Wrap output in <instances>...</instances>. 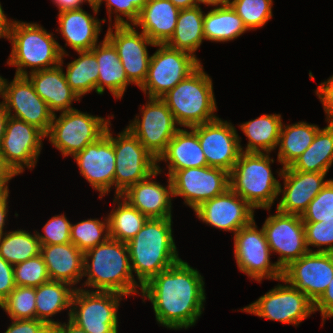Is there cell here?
Returning a JSON list of instances; mask_svg holds the SVG:
<instances>
[{
	"mask_svg": "<svg viewBox=\"0 0 333 333\" xmlns=\"http://www.w3.org/2000/svg\"><path fill=\"white\" fill-rule=\"evenodd\" d=\"M90 51L96 56L99 68L97 94L103 95L105 89H108L115 99H121L132 83L125 74L117 49L104 37Z\"/></svg>",
	"mask_w": 333,
	"mask_h": 333,
	"instance_id": "30",
	"label": "cell"
},
{
	"mask_svg": "<svg viewBox=\"0 0 333 333\" xmlns=\"http://www.w3.org/2000/svg\"><path fill=\"white\" fill-rule=\"evenodd\" d=\"M52 333H87L84 329L77 326L70 319L67 324L61 322L58 326L52 329Z\"/></svg>",
	"mask_w": 333,
	"mask_h": 333,
	"instance_id": "53",
	"label": "cell"
},
{
	"mask_svg": "<svg viewBox=\"0 0 333 333\" xmlns=\"http://www.w3.org/2000/svg\"><path fill=\"white\" fill-rule=\"evenodd\" d=\"M320 128L312 144L290 166L300 172L328 173L333 164V123Z\"/></svg>",
	"mask_w": 333,
	"mask_h": 333,
	"instance_id": "35",
	"label": "cell"
},
{
	"mask_svg": "<svg viewBox=\"0 0 333 333\" xmlns=\"http://www.w3.org/2000/svg\"><path fill=\"white\" fill-rule=\"evenodd\" d=\"M305 242L308 251L315 252L311 247H317L316 252L333 253V218L321 222H303Z\"/></svg>",
	"mask_w": 333,
	"mask_h": 333,
	"instance_id": "45",
	"label": "cell"
},
{
	"mask_svg": "<svg viewBox=\"0 0 333 333\" xmlns=\"http://www.w3.org/2000/svg\"><path fill=\"white\" fill-rule=\"evenodd\" d=\"M247 30L242 19L230 5L211 8L204 13L203 35L211 42H229L243 35Z\"/></svg>",
	"mask_w": 333,
	"mask_h": 333,
	"instance_id": "36",
	"label": "cell"
},
{
	"mask_svg": "<svg viewBox=\"0 0 333 333\" xmlns=\"http://www.w3.org/2000/svg\"><path fill=\"white\" fill-rule=\"evenodd\" d=\"M45 134L37 127L22 120L8 117L0 144V155L5 167L15 177L32 171L40 156Z\"/></svg>",
	"mask_w": 333,
	"mask_h": 333,
	"instance_id": "13",
	"label": "cell"
},
{
	"mask_svg": "<svg viewBox=\"0 0 333 333\" xmlns=\"http://www.w3.org/2000/svg\"><path fill=\"white\" fill-rule=\"evenodd\" d=\"M139 110L141 116L136 115L134 120L129 121L127 128L158 159L180 127L161 98L148 97L146 104Z\"/></svg>",
	"mask_w": 333,
	"mask_h": 333,
	"instance_id": "14",
	"label": "cell"
},
{
	"mask_svg": "<svg viewBox=\"0 0 333 333\" xmlns=\"http://www.w3.org/2000/svg\"><path fill=\"white\" fill-rule=\"evenodd\" d=\"M161 99L172 112L177 124L191 128L218 118L212 78L201 64Z\"/></svg>",
	"mask_w": 333,
	"mask_h": 333,
	"instance_id": "5",
	"label": "cell"
},
{
	"mask_svg": "<svg viewBox=\"0 0 333 333\" xmlns=\"http://www.w3.org/2000/svg\"><path fill=\"white\" fill-rule=\"evenodd\" d=\"M229 5L248 31L262 28L273 16V0H230Z\"/></svg>",
	"mask_w": 333,
	"mask_h": 333,
	"instance_id": "41",
	"label": "cell"
},
{
	"mask_svg": "<svg viewBox=\"0 0 333 333\" xmlns=\"http://www.w3.org/2000/svg\"><path fill=\"white\" fill-rule=\"evenodd\" d=\"M277 173L284 180V187L281 184L279 186L278 195L282 197L280 201L277 200L276 210L299 216H302L309 203L331 180L325 179L327 173L300 172L290 167L281 168Z\"/></svg>",
	"mask_w": 333,
	"mask_h": 333,
	"instance_id": "23",
	"label": "cell"
},
{
	"mask_svg": "<svg viewBox=\"0 0 333 333\" xmlns=\"http://www.w3.org/2000/svg\"><path fill=\"white\" fill-rule=\"evenodd\" d=\"M103 221L97 218L85 219L71 224L70 239L79 250L85 252L90 248L106 242L109 236L108 217Z\"/></svg>",
	"mask_w": 333,
	"mask_h": 333,
	"instance_id": "40",
	"label": "cell"
},
{
	"mask_svg": "<svg viewBox=\"0 0 333 333\" xmlns=\"http://www.w3.org/2000/svg\"><path fill=\"white\" fill-rule=\"evenodd\" d=\"M4 333H52L45 322L38 319H11Z\"/></svg>",
	"mask_w": 333,
	"mask_h": 333,
	"instance_id": "48",
	"label": "cell"
},
{
	"mask_svg": "<svg viewBox=\"0 0 333 333\" xmlns=\"http://www.w3.org/2000/svg\"><path fill=\"white\" fill-rule=\"evenodd\" d=\"M281 114H263L239 125L248 138L243 152L271 153L276 150L282 127Z\"/></svg>",
	"mask_w": 333,
	"mask_h": 333,
	"instance_id": "32",
	"label": "cell"
},
{
	"mask_svg": "<svg viewBox=\"0 0 333 333\" xmlns=\"http://www.w3.org/2000/svg\"><path fill=\"white\" fill-rule=\"evenodd\" d=\"M162 171L157 165V170L148 178L132 185L120 195L147 218H172V181L168 176L167 186H163L154 178Z\"/></svg>",
	"mask_w": 333,
	"mask_h": 333,
	"instance_id": "24",
	"label": "cell"
},
{
	"mask_svg": "<svg viewBox=\"0 0 333 333\" xmlns=\"http://www.w3.org/2000/svg\"><path fill=\"white\" fill-rule=\"evenodd\" d=\"M50 280L70 284L75 289L83 280L84 252L74 244L41 245ZM76 285V286H75Z\"/></svg>",
	"mask_w": 333,
	"mask_h": 333,
	"instance_id": "27",
	"label": "cell"
},
{
	"mask_svg": "<svg viewBox=\"0 0 333 333\" xmlns=\"http://www.w3.org/2000/svg\"><path fill=\"white\" fill-rule=\"evenodd\" d=\"M59 31L65 47L74 51H90L96 44L106 18L98 19L95 15L87 13L83 8L58 13Z\"/></svg>",
	"mask_w": 333,
	"mask_h": 333,
	"instance_id": "26",
	"label": "cell"
},
{
	"mask_svg": "<svg viewBox=\"0 0 333 333\" xmlns=\"http://www.w3.org/2000/svg\"><path fill=\"white\" fill-rule=\"evenodd\" d=\"M172 224V218H148L127 243L132 273L142 287L159 272L181 260Z\"/></svg>",
	"mask_w": 333,
	"mask_h": 333,
	"instance_id": "3",
	"label": "cell"
},
{
	"mask_svg": "<svg viewBox=\"0 0 333 333\" xmlns=\"http://www.w3.org/2000/svg\"><path fill=\"white\" fill-rule=\"evenodd\" d=\"M2 100L9 116L37 127L45 135L48 133L53 113L26 76L15 75L10 82L4 79Z\"/></svg>",
	"mask_w": 333,
	"mask_h": 333,
	"instance_id": "18",
	"label": "cell"
},
{
	"mask_svg": "<svg viewBox=\"0 0 333 333\" xmlns=\"http://www.w3.org/2000/svg\"><path fill=\"white\" fill-rule=\"evenodd\" d=\"M315 94L323 105L326 114V123H333V75L316 88Z\"/></svg>",
	"mask_w": 333,
	"mask_h": 333,
	"instance_id": "49",
	"label": "cell"
},
{
	"mask_svg": "<svg viewBox=\"0 0 333 333\" xmlns=\"http://www.w3.org/2000/svg\"><path fill=\"white\" fill-rule=\"evenodd\" d=\"M53 35L38 23L13 21L7 38L12 50L6 63L16 67V76L57 67L62 55L69 56Z\"/></svg>",
	"mask_w": 333,
	"mask_h": 333,
	"instance_id": "4",
	"label": "cell"
},
{
	"mask_svg": "<svg viewBox=\"0 0 333 333\" xmlns=\"http://www.w3.org/2000/svg\"><path fill=\"white\" fill-rule=\"evenodd\" d=\"M333 278V253L308 251L282 270V279L303 292L313 303Z\"/></svg>",
	"mask_w": 333,
	"mask_h": 333,
	"instance_id": "21",
	"label": "cell"
},
{
	"mask_svg": "<svg viewBox=\"0 0 333 333\" xmlns=\"http://www.w3.org/2000/svg\"><path fill=\"white\" fill-rule=\"evenodd\" d=\"M127 298L115 292L76 288L71 302L70 320L87 333H118V309Z\"/></svg>",
	"mask_w": 333,
	"mask_h": 333,
	"instance_id": "8",
	"label": "cell"
},
{
	"mask_svg": "<svg viewBox=\"0 0 333 333\" xmlns=\"http://www.w3.org/2000/svg\"><path fill=\"white\" fill-rule=\"evenodd\" d=\"M113 203L117 204V207L112 208L107 215L109 236L111 239L128 243L140 231L148 218L121 196H114Z\"/></svg>",
	"mask_w": 333,
	"mask_h": 333,
	"instance_id": "37",
	"label": "cell"
},
{
	"mask_svg": "<svg viewBox=\"0 0 333 333\" xmlns=\"http://www.w3.org/2000/svg\"><path fill=\"white\" fill-rule=\"evenodd\" d=\"M198 6L201 4L206 6H212L213 8L223 7L229 5L230 0H197Z\"/></svg>",
	"mask_w": 333,
	"mask_h": 333,
	"instance_id": "58",
	"label": "cell"
},
{
	"mask_svg": "<svg viewBox=\"0 0 333 333\" xmlns=\"http://www.w3.org/2000/svg\"><path fill=\"white\" fill-rule=\"evenodd\" d=\"M83 277H87L81 284L84 288H79L84 290L91 287L92 291L115 292L126 297L140 296L142 290L131 270L127 243L111 238L84 252Z\"/></svg>",
	"mask_w": 333,
	"mask_h": 333,
	"instance_id": "2",
	"label": "cell"
},
{
	"mask_svg": "<svg viewBox=\"0 0 333 333\" xmlns=\"http://www.w3.org/2000/svg\"><path fill=\"white\" fill-rule=\"evenodd\" d=\"M78 58L69 62L64 72L67 83L80 97L95 91L97 93V81L99 68L96 56L91 51H77Z\"/></svg>",
	"mask_w": 333,
	"mask_h": 333,
	"instance_id": "38",
	"label": "cell"
},
{
	"mask_svg": "<svg viewBox=\"0 0 333 333\" xmlns=\"http://www.w3.org/2000/svg\"><path fill=\"white\" fill-rule=\"evenodd\" d=\"M41 254V243L37 233L23 229L8 231L0 237V256L15 265Z\"/></svg>",
	"mask_w": 333,
	"mask_h": 333,
	"instance_id": "39",
	"label": "cell"
},
{
	"mask_svg": "<svg viewBox=\"0 0 333 333\" xmlns=\"http://www.w3.org/2000/svg\"><path fill=\"white\" fill-rule=\"evenodd\" d=\"M320 127L301 121L295 124H282L277 162L282 168L290 167L296 159L312 144L313 139Z\"/></svg>",
	"mask_w": 333,
	"mask_h": 333,
	"instance_id": "34",
	"label": "cell"
},
{
	"mask_svg": "<svg viewBox=\"0 0 333 333\" xmlns=\"http://www.w3.org/2000/svg\"><path fill=\"white\" fill-rule=\"evenodd\" d=\"M0 175H12L10 171L5 167L0 155Z\"/></svg>",
	"mask_w": 333,
	"mask_h": 333,
	"instance_id": "60",
	"label": "cell"
},
{
	"mask_svg": "<svg viewBox=\"0 0 333 333\" xmlns=\"http://www.w3.org/2000/svg\"><path fill=\"white\" fill-rule=\"evenodd\" d=\"M234 257L239 271L262 283L263 279L278 281L282 270L272 263V255L263 228L259 229L255 219L234 234Z\"/></svg>",
	"mask_w": 333,
	"mask_h": 333,
	"instance_id": "11",
	"label": "cell"
},
{
	"mask_svg": "<svg viewBox=\"0 0 333 333\" xmlns=\"http://www.w3.org/2000/svg\"><path fill=\"white\" fill-rule=\"evenodd\" d=\"M51 1L53 2V4L56 5V7L59 10L58 11L59 13L69 10L82 9V5L84 3H89V6L91 7L95 15H97L99 12L93 0H51Z\"/></svg>",
	"mask_w": 333,
	"mask_h": 333,
	"instance_id": "52",
	"label": "cell"
},
{
	"mask_svg": "<svg viewBox=\"0 0 333 333\" xmlns=\"http://www.w3.org/2000/svg\"><path fill=\"white\" fill-rule=\"evenodd\" d=\"M111 125L110 123L107 126L105 133L99 139L73 156L79 167V173L94 190L99 191L100 199L114 187L115 153Z\"/></svg>",
	"mask_w": 333,
	"mask_h": 333,
	"instance_id": "20",
	"label": "cell"
},
{
	"mask_svg": "<svg viewBox=\"0 0 333 333\" xmlns=\"http://www.w3.org/2000/svg\"><path fill=\"white\" fill-rule=\"evenodd\" d=\"M108 119L72 109L53 114L52 122L48 133V138L52 146L61 152L64 157L74 156L82 151L88 144L99 139L111 123Z\"/></svg>",
	"mask_w": 333,
	"mask_h": 333,
	"instance_id": "7",
	"label": "cell"
},
{
	"mask_svg": "<svg viewBox=\"0 0 333 333\" xmlns=\"http://www.w3.org/2000/svg\"><path fill=\"white\" fill-rule=\"evenodd\" d=\"M16 286L38 287L50 281L44 258L41 254L13 265Z\"/></svg>",
	"mask_w": 333,
	"mask_h": 333,
	"instance_id": "43",
	"label": "cell"
},
{
	"mask_svg": "<svg viewBox=\"0 0 333 333\" xmlns=\"http://www.w3.org/2000/svg\"><path fill=\"white\" fill-rule=\"evenodd\" d=\"M271 253L279 255L276 261L281 270L308 252L301 216L276 210L262 225Z\"/></svg>",
	"mask_w": 333,
	"mask_h": 333,
	"instance_id": "17",
	"label": "cell"
},
{
	"mask_svg": "<svg viewBox=\"0 0 333 333\" xmlns=\"http://www.w3.org/2000/svg\"><path fill=\"white\" fill-rule=\"evenodd\" d=\"M301 218L303 222H321L333 218V179L309 203Z\"/></svg>",
	"mask_w": 333,
	"mask_h": 333,
	"instance_id": "46",
	"label": "cell"
},
{
	"mask_svg": "<svg viewBox=\"0 0 333 333\" xmlns=\"http://www.w3.org/2000/svg\"><path fill=\"white\" fill-rule=\"evenodd\" d=\"M71 222L66 215H55L43 226V233L36 231L41 245L70 243Z\"/></svg>",
	"mask_w": 333,
	"mask_h": 333,
	"instance_id": "47",
	"label": "cell"
},
{
	"mask_svg": "<svg viewBox=\"0 0 333 333\" xmlns=\"http://www.w3.org/2000/svg\"><path fill=\"white\" fill-rule=\"evenodd\" d=\"M4 79L1 75H0V97L1 99H3V83H4ZM3 102H0V104Z\"/></svg>",
	"mask_w": 333,
	"mask_h": 333,
	"instance_id": "61",
	"label": "cell"
},
{
	"mask_svg": "<svg viewBox=\"0 0 333 333\" xmlns=\"http://www.w3.org/2000/svg\"><path fill=\"white\" fill-rule=\"evenodd\" d=\"M177 8L187 9L198 6L197 0H170Z\"/></svg>",
	"mask_w": 333,
	"mask_h": 333,
	"instance_id": "59",
	"label": "cell"
},
{
	"mask_svg": "<svg viewBox=\"0 0 333 333\" xmlns=\"http://www.w3.org/2000/svg\"><path fill=\"white\" fill-rule=\"evenodd\" d=\"M173 197L184 198L193 211L203 202L229 188V172L216 167H191L177 170L171 177Z\"/></svg>",
	"mask_w": 333,
	"mask_h": 333,
	"instance_id": "15",
	"label": "cell"
},
{
	"mask_svg": "<svg viewBox=\"0 0 333 333\" xmlns=\"http://www.w3.org/2000/svg\"><path fill=\"white\" fill-rule=\"evenodd\" d=\"M103 2L106 4L109 25H112V14H115L114 25H128L134 24L138 19L140 10L147 0H95L98 11Z\"/></svg>",
	"mask_w": 333,
	"mask_h": 333,
	"instance_id": "44",
	"label": "cell"
},
{
	"mask_svg": "<svg viewBox=\"0 0 333 333\" xmlns=\"http://www.w3.org/2000/svg\"><path fill=\"white\" fill-rule=\"evenodd\" d=\"M253 209L241 196L228 188L223 194L203 202L194 210L197 218L216 229L233 232L254 220Z\"/></svg>",
	"mask_w": 333,
	"mask_h": 333,
	"instance_id": "22",
	"label": "cell"
},
{
	"mask_svg": "<svg viewBox=\"0 0 333 333\" xmlns=\"http://www.w3.org/2000/svg\"><path fill=\"white\" fill-rule=\"evenodd\" d=\"M36 288L16 286L0 304L10 319H36Z\"/></svg>",
	"mask_w": 333,
	"mask_h": 333,
	"instance_id": "42",
	"label": "cell"
},
{
	"mask_svg": "<svg viewBox=\"0 0 333 333\" xmlns=\"http://www.w3.org/2000/svg\"><path fill=\"white\" fill-rule=\"evenodd\" d=\"M64 57L66 56H61L59 66L32 72L26 76L53 114L75 109L72 102L81 101L67 83L63 69Z\"/></svg>",
	"mask_w": 333,
	"mask_h": 333,
	"instance_id": "25",
	"label": "cell"
},
{
	"mask_svg": "<svg viewBox=\"0 0 333 333\" xmlns=\"http://www.w3.org/2000/svg\"><path fill=\"white\" fill-rule=\"evenodd\" d=\"M270 153L241 152L229 172V188L241 196L253 209L270 211L279 199L280 181L271 168Z\"/></svg>",
	"mask_w": 333,
	"mask_h": 333,
	"instance_id": "6",
	"label": "cell"
},
{
	"mask_svg": "<svg viewBox=\"0 0 333 333\" xmlns=\"http://www.w3.org/2000/svg\"><path fill=\"white\" fill-rule=\"evenodd\" d=\"M15 287L13 265L0 256V304Z\"/></svg>",
	"mask_w": 333,
	"mask_h": 333,
	"instance_id": "50",
	"label": "cell"
},
{
	"mask_svg": "<svg viewBox=\"0 0 333 333\" xmlns=\"http://www.w3.org/2000/svg\"><path fill=\"white\" fill-rule=\"evenodd\" d=\"M279 281L283 285L278 283L240 311L294 326L314 314V303L303 292L282 278Z\"/></svg>",
	"mask_w": 333,
	"mask_h": 333,
	"instance_id": "12",
	"label": "cell"
},
{
	"mask_svg": "<svg viewBox=\"0 0 333 333\" xmlns=\"http://www.w3.org/2000/svg\"><path fill=\"white\" fill-rule=\"evenodd\" d=\"M187 129L180 128L157 159V165L160 161L167 163L169 177L177 170L208 166L197 133L192 128Z\"/></svg>",
	"mask_w": 333,
	"mask_h": 333,
	"instance_id": "29",
	"label": "cell"
},
{
	"mask_svg": "<svg viewBox=\"0 0 333 333\" xmlns=\"http://www.w3.org/2000/svg\"><path fill=\"white\" fill-rule=\"evenodd\" d=\"M316 311H320L323 324H325V320L333 317V278L326 291L314 303V313Z\"/></svg>",
	"mask_w": 333,
	"mask_h": 333,
	"instance_id": "51",
	"label": "cell"
},
{
	"mask_svg": "<svg viewBox=\"0 0 333 333\" xmlns=\"http://www.w3.org/2000/svg\"><path fill=\"white\" fill-rule=\"evenodd\" d=\"M191 128L197 133L207 165L230 172L244 150L234 124L218 117Z\"/></svg>",
	"mask_w": 333,
	"mask_h": 333,
	"instance_id": "16",
	"label": "cell"
},
{
	"mask_svg": "<svg viewBox=\"0 0 333 333\" xmlns=\"http://www.w3.org/2000/svg\"><path fill=\"white\" fill-rule=\"evenodd\" d=\"M179 11L170 0H147L133 25L153 43L165 44L174 33Z\"/></svg>",
	"mask_w": 333,
	"mask_h": 333,
	"instance_id": "28",
	"label": "cell"
},
{
	"mask_svg": "<svg viewBox=\"0 0 333 333\" xmlns=\"http://www.w3.org/2000/svg\"><path fill=\"white\" fill-rule=\"evenodd\" d=\"M9 117L3 103L0 104V144L5 133L6 122Z\"/></svg>",
	"mask_w": 333,
	"mask_h": 333,
	"instance_id": "57",
	"label": "cell"
},
{
	"mask_svg": "<svg viewBox=\"0 0 333 333\" xmlns=\"http://www.w3.org/2000/svg\"><path fill=\"white\" fill-rule=\"evenodd\" d=\"M112 143L115 153L114 194L120 196L155 172L157 159L127 127L116 137L112 134Z\"/></svg>",
	"mask_w": 333,
	"mask_h": 333,
	"instance_id": "10",
	"label": "cell"
},
{
	"mask_svg": "<svg viewBox=\"0 0 333 333\" xmlns=\"http://www.w3.org/2000/svg\"><path fill=\"white\" fill-rule=\"evenodd\" d=\"M112 27L108 26L105 37L117 49L128 80L140 87L146 79L151 59L147 46L154 47L155 43L143 32H138L133 24H113Z\"/></svg>",
	"mask_w": 333,
	"mask_h": 333,
	"instance_id": "19",
	"label": "cell"
},
{
	"mask_svg": "<svg viewBox=\"0 0 333 333\" xmlns=\"http://www.w3.org/2000/svg\"><path fill=\"white\" fill-rule=\"evenodd\" d=\"M13 19H8L4 13L2 4L0 2V39L5 38L7 39L9 36V32L11 30Z\"/></svg>",
	"mask_w": 333,
	"mask_h": 333,
	"instance_id": "54",
	"label": "cell"
},
{
	"mask_svg": "<svg viewBox=\"0 0 333 333\" xmlns=\"http://www.w3.org/2000/svg\"><path fill=\"white\" fill-rule=\"evenodd\" d=\"M13 178V175H0V199L5 197L9 193L8 183Z\"/></svg>",
	"mask_w": 333,
	"mask_h": 333,
	"instance_id": "56",
	"label": "cell"
},
{
	"mask_svg": "<svg viewBox=\"0 0 333 333\" xmlns=\"http://www.w3.org/2000/svg\"><path fill=\"white\" fill-rule=\"evenodd\" d=\"M204 11L201 6L180 9L172 37L165 43L171 48L196 56L198 48L205 40L203 35Z\"/></svg>",
	"mask_w": 333,
	"mask_h": 333,
	"instance_id": "33",
	"label": "cell"
},
{
	"mask_svg": "<svg viewBox=\"0 0 333 333\" xmlns=\"http://www.w3.org/2000/svg\"><path fill=\"white\" fill-rule=\"evenodd\" d=\"M9 193L0 199V237L6 233L7 231L5 230L4 232V228H5V223L7 222V217H8V203H9Z\"/></svg>",
	"mask_w": 333,
	"mask_h": 333,
	"instance_id": "55",
	"label": "cell"
},
{
	"mask_svg": "<svg viewBox=\"0 0 333 333\" xmlns=\"http://www.w3.org/2000/svg\"><path fill=\"white\" fill-rule=\"evenodd\" d=\"M144 83L139 87L145 97L161 98L194 72L202 62L192 54L166 44H155Z\"/></svg>",
	"mask_w": 333,
	"mask_h": 333,
	"instance_id": "9",
	"label": "cell"
},
{
	"mask_svg": "<svg viewBox=\"0 0 333 333\" xmlns=\"http://www.w3.org/2000/svg\"><path fill=\"white\" fill-rule=\"evenodd\" d=\"M74 291L75 288L70 284L52 280L36 287V319L52 329L61 323L52 319V316L68 310L69 319Z\"/></svg>",
	"mask_w": 333,
	"mask_h": 333,
	"instance_id": "31",
	"label": "cell"
},
{
	"mask_svg": "<svg viewBox=\"0 0 333 333\" xmlns=\"http://www.w3.org/2000/svg\"><path fill=\"white\" fill-rule=\"evenodd\" d=\"M203 277L181 259L142 287V301L145 303L147 298L152 303L157 324L181 330L197 323L206 302Z\"/></svg>",
	"mask_w": 333,
	"mask_h": 333,
	"instance_id": "1",
	"label": "cell"
}]
</instances>
